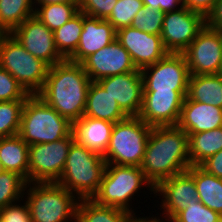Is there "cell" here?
I'll return each instance as SVG.
<instances>
[{"label":"cell","mask_w":222,"mask_h":222,"mask_svg":"<svg viewBox=\"0 0 222 222\" xmlns=\"http://www.w3.org/2000/svg\"><path fill=\"white\" fill-rule=\"evenodd\" d=\"M78 12L79 4H35L34 15L51 31H55L67 23Z\"/></svg>","instance_id":"obj_30"},{"label":"cell","mask_w":222,"mask_h":222,"mask_svg":"<svg viewBox=\"0 0 222 222\" xmlns=\"http://www.w3.org/2000/svg\"><path fill=\"white\" fill-rule=\"evenodd\" d=\"M4 171L5 170H4L3 166H2V163L0 162V174L3 173Z\"/></svg>","instance_id":"obj_47"},{"label":"cell","mask_w":222,"mask_h":222,"mask_svg":"<svg viewBox=\"0 0 222 222\" xmlns=\"http://www.w3.org/2000/svg\"><path fill=\"white\" fill-rule=\"evenodd\" d=\"M154 194L155 197L158 194L162 196L160 210L163 208L164 217L161 220L166 218L164 221L167 222L186 209L189 204L199 201L194 178L187 171L161 181L154 188Z\"/></svg>","instance_id":"obj_15"},{"label":"cell","mask_w":222,"mask_h":222,"mask_svg":"<svg viewBox=\"0 0 222 222\" xmlns=\"http://www.w3.org/2000/svg\"><path fill=\"white\" fill-rule=\"evenodd\" d=\"M83 116L112 123L120 122L129 117L97 81H92L89 86Z\"/></svg>","instance_id":"obj_22"},{"label":"cell","mask_w":222,"mask_h":222,"mask_svg":"<svg viewBox=\"0 0 222 222\" xmlns=\"http://www.w3.org/2000/svg\"><path fill=\"white\" fill-rule=\"evenodd\" d=\"M72 131L73 124L38 95L26 99L18 135L29 146L61 140Z\"/></svg>","instance_id":"obj_5"},{"label":"cell","mask_w":222,"mask_h":222,"mask_svg":"<svg viewBox=\"0 0 222 222\" xmlns=\"http://www.w3.org/2000/svg\"><path fill=\"white\" fill-rule=\"evenodd\" d=\"M146 222H164V220H160L158 216L154 217V215H153V217H147L146 216Z\"/></svg>","instance_id":"obj_45"},{"label":"cell","mask_w":222,"mask_h":222,"mask_svg":"<svg viewBox=\"0 0 222 222\" xmlns=\"http://www.w3.org/2000/svg\"><path fill=\"white\" fill-rule=\"evenodd\" d=\"M128 116H138L143 99L141 70L112 75L97 81Z\"/></svg>","instance_id":"obj_18"},{"label":"cell","mask_w":222,"mask_h":222,"mask_svg":"<svg viewBox=\"0 0 222 222\" xmlns=\"http://www.w3.org/2000/svg\"><path fill=\"white\" fill-rule=\"evenodd\" d=\"M129 222H146V217H136L134 216Z\"/></svg>","instance_id":"obj_46"},{"label":"cell","mask_w":222,"mask_h":222,"mask_svg":"<svg viewBox=\"0 0 222 222\" xmlns=\"http://www.w3.org/2000/svg\"><path fill=\"white\" fill-rule=\"evenodd\" d=\"M130 212L97 204L93 199H80L75 222H129Z\"/></svg>","instance_id":"obj_27"},{"label":"cell","mask_w":222,"mask_h":222,"mask_svg":"<svg viewBox=\"0 0 222 222\" xmlns=\"http://www.w3.org/2000/svg\"><path fill=\"white\" fill-rule=\"evenodd\" d=\"M177 126L187 133H200L222 127V108L185 97Z\"/></svg>","instance_id":"obj_20"},{"label":"cell","mask_w":222,"mask_h":222,"mask_svg":"<svg viewBox=\"0 0 222 222\" xmlns=\"http://www.w3.org/2000/svg\"><path fill=\"white\" fill-rule=\"evenodd\" d=\"M82 29L83 12L79 11L67 23L53 31L56 49L64 59H68L76 51Z\"/></svg>","instance_id":"obj_29"},{"label":"cell","mask_w":222,"mask_h":222,"mask_svg":"<svg viewBox=\"0 0 222 222\" xmlns=\"http://www.w3.org/2000/svg\"><path fill=\"white\" fill-rule=\"evenodd\" d=\"M29 96L16 79L0 67V102L26 100Z\"/></svg>","instance_id":"obj_36"},{"label":"cell","mask_w":222,"mask_h":222,"mask_svg":"<svg viewBox=\"0 0 222 222\" xmlns=\"http://www.w3.org/2000/svg\"><path fill=\"white\" fill-rule=\"evenodd\" d=\"M116 39L115 28L105 19L83 13V29L76 51L68 60L82 63L91 54L106 47Z\"/></svg>","instance_id":"obj_19"},{"label":"cell","mask_w":222,"mask_h":222,"mask_svg":"<svg viewBox=\"0 0 222 222\" xmlns=\"http://www.w3.org/2000/svg\"><path fill=\"white\" fill-rule=\"evenodd\" d=\"M206 25L222 31V0H217L212 12L206 18Z\"/></svg>","instance_id":"obj_41"},{"label":"cell","mask_w":222,"mask_h":222,"mask_svg":"<svg viewBox=\"0 0 222 222\" xmlns=\"http://www.w3.org/2000/svg\"><path fill=\"white\" fill-rule=\"evenodd\" d=\"M217 0H184L185 7L200 13L205 18L212 12Z\"/></svg>","instance_id":"obj_40"},{"label":"cell","mask_w":222,"mask_h":222,"mask_svg":"<svg viewBox=\"0 0 222 222\" xmlns=\"http://www.w3.org/2000/svg\"><path fill=\"white\" fill-rule=\"evenodd\" d=\"M143 6L142 0H118L106 19L116 31L132 25L134 16Z\"/></svg>","instance_id":"obj_33"},{"label":"cell","mask_w":222,"mask_h":222,"mask_svg":"<svg viewBox=\"0 0 222 222\" xmlns=\"http://www.w3.org/2000/svg\"><path fill=\"white\" fill-rule=\"evenodd\" d=\"M34 14V0H0V29L11 33Z\"/></svg>","instance_id":"obj_28"},{"label":"cell","mask_w":222,"mask_h":222,"mask_svg":"<svg viewBox=\"0 0 222 222\" xmlns=\"http://www.w3.org/2000/svg\"><path fill=\"white\" fill-rule=\"evenodd\" d=\"M190 167L187 132L177 125L153 126L140 166L152 186Z\"/></svg>","instance_id":"obj_1"},{"label":"cell","mask_w":222,"mask_h":222,"mask_svg":"<svg viewBox=\"0 0 222 222\" xmlns=\"http://www.w3.org/2000/svg\"><path fill=\"white\" fill-rule=\"evenodd\" d=\"M187 91H143L138 117L150 126L177 125Z\"/></svg>","instance_id":"obj_13"},{"label":"cell","mask_w":222,"mask_h":222,"mask_svg":"<svg viewBox=\"0 0 222 222\" xmlns=\"http://www.w3.org/2000/svg\"><path fill=\"white\" fill-rule=\"evenodd\" d=\"M187 172L194 178L199 201L222 216V179L200 166H191Z\"/></svg>","instance_id":"obj_25"},{"label":"cell","mask_w":222,"mask_h":222,"mask_svg":"<svg viewBox=\"0 0 222 222\" xmlns=\"http://www.w3.org/2000/svg\"><path fill=\"white\" fill-rule=\"evenodd\" d=\"M143 185H147L149 191L154 193V187L140 167L106 164L99 190L92 199L97 204L115 207L136 216L130 202Z\"/></svg>","instance_id":"obj_6"},{"label":"cell","mask_w":222,"mask_h":222,"mask_svg":"<svg viewBox=\"0 0 222 222\" xmlns=\"http://www.w3.org/2000/svg\"><path fill=\"white\" fill-rule=\"evenodd\" d=\"M105 168L106 161L101 154L74 140L57 183L79 199H92L99 190Z\"/></svg>","instance_id":"obj_3"},{"label":"cell","mask_w":222,"mask_h":222,"mask_svg":"<svg viewBox=\"0 0 222 222\" xmlns=\"http://www.w3.org/2000/svg\"><path fill=\"white\" fill-rule=\"evenodd\" d=\"M152 126L138 116H129L113 126L109 146L103 155L106 164L140 167Z\"/></svg>","instance_id":"obj_8"},{"label":"cell","mask_w":222,"mask_h":222,"mask_svg":"<svg viewBox=\"0 0 222 222\" xmlns=\"http://www.w3.org/2000/svg\"><path fill=\"white\" fill-rule=\"evenodd\" d=\"M218 74L222 77V63Z\"/></svg>","instance_id":"obj_48"},{"label":"cell","mask_w":222,"mask_h":222,"mask_svg":"<svg viewBox=\"0 0 222 222\" xmlns=\"http://www.w3.org/2000/svg\"><path fill=\"white\" fill-rule=\"evenodd\" d=\"M81 64L92 81L137 70L130 54L116 39Z\"/></svg>","instance_id":"obj_17"},{"label":"cell","mask_w":222,"mask_h":222,"mask_svg":"<svg viewBox=\"0 0 222 222\" xmlns=\"http://www.w3.org/2000/svg\"><path fill=\"white\" fill-rule=\"evenodd\" d=\"M165 12L142 6L134 16L132 27L148 34L160 35L163 27Z\"/></svg>","instance_id":"obj_34"},{"label":"cell","mask_w":222,"mask_h":222,"mask_svg":"<svg viewBox=\"0 0 222 222\" xmlns=\"http://www.w3.org/2000/svg\"><path fill=\"white\" fill-rule=\"evenodd\" d=\"M23 195L32 222H75L80 199L57 182L26 183Z\"/></svg>","instance_id":"obj_4"},{"label":"cell","mask_w":222,"mask_h":222,"mask_svg":"<svg viewBox=\"0 0 222 222\" xmlns=\"http://www.w3.org/2000/svg\"><path fill=\"white\" fill-rule=\"evenodd\" d=\"M187 134L191 166H199L207 158L222 150V127Z\"/></svg>","instance_id":"obj_26"},{"label":"cell","mask_w":222,"mask_h":222,"mask_svg":"<svg viewBox=\"0 0 222 222\" xmlns=\"http://www.w3.org/2000/svg\"><path fill=\"white\" fill-rule=\"evenodd\" d=\"M115 123L83 116L73 123L75 140L96 153L105 154Z\"/></svg>","instance_id":"obj_21"},{"label":"cell","mask_w":222,"mask_h":222,"mask_svg":"<svg viewBox=\"0 0 222 222\" xmlns=\"http://www.w3.org/2000/svg\"><path fill=\"white\" fill-rule=\"evenodd\" d=\"M0 162L5 171L17 173L28 183L29 145L18 134L0 137Z\"/></svg>","instance_id":"obj_23"},{"label":"cell","mask_w":222,"mask_h":222,"mask_svg":"<svg viewBox=\"0 0 222 222\" xmlns=\"http://www.w3.org/2000/svg\"><path fill=\"white\" fill-rule=\"evenodd\" d=\"M143 6L160 10L159 0H142Z\"/></svg>","instance_id":"obj_44"},{"label":"cell","mask_w":222,"mask_h":222,"mask_svg":"<svg viewBox=\"0 0 222 222\" xmlns=\"http://www.w3.org/2000/svg\"><path fill=\"white\" fill-rule=\"evenodd\" d=\"M186 97L222 108V77L219 74L190 75Z\"/></svg>","instance_id":"obj_24"},{"label":"cell","mask_w":222,"mask_h":222,"mask_svg":"<svg viewBox=\"0 0 222 222\" xmlns=\"http://www.w3.org/2000/svg\"><path fill=\"white\" fill-rule=\"evenodd\" d=\"M205 25L203 15L185 6L177 11L165 12L160 34L165 49L169 53H183Z\"/></svg>","instance_id":"obj_12"},{"label":"cell","mask_w":222,"mask_h":222,"mask_svg":"<svg viewBox=\"0 0 222 222\" xmlns=\"http://www.w3.org/2000/svg\"><path fill=\"white\" fill-rule=\"evenodd\" d=\"M26 181L17 173L4 171L0 174V209L8 204L24 201Z\"/></svg>","instance_id":"obj_32"},{"label":"cell","mask_w":222,"mask_h":222,"mask_svg":"<svg viewBox=\"0 0 222 222\" xmlns=\"http://www.w3.org/2000/svg\"><path fill=\"white\" fill-rule=\"evenodd\" d=\"M159 3L162 12L177 11L185 6L184 0H159Z\"/></svg>","instance_id":"obj_42"},{"label":"cell","mask_w":222,"mask_h":222,"mask_svg":"<svg viewBox=\"0 0 222 222\" xmlns=\"http://www.w3.org/2000/svg\"><path fill=\"white\" fill-rule=\"evenodd\" d=\"M170 222H222V216L198 201L189 204Z\"/></svg>","instance_id":"obj_35"},{"label":"cell","mask_w":222,"mask_h":222,"mask_svg":"<svg viewBox=\"0 0 222 222\" xmlns=\"http://www.w3.org/2000/svg\"><path fill=\"white\" fill-rule=\"evenodd\" d=\"M199 166L206 172L222 179V150L207 158Z\"/></svg>","instance_id":"obj_39"},{"label":"cell","mask_w":222,"mask_h":222,"mask_svg":"<svg viewBox=\"0 0 222 222\" xmlns=\"http://www.w3.org/2000/svg\"><path fill=\"white\" fill-rule=\"evenodd\" d=\"M0 220L2 222H32L26 202L24 205L14 202L0 209Z\"/></svg>","instance_id":"obj_38"},{"label":"cell","mask_w":222,"mask_h":222,"mask_svg":"<svg viewBox=\"0 0 222 222\" xmlns=\"http://www.w3.org/2000/svg\"><path fill=\"white\" fill-rule=\"evenodd\" d=\"M143 91H187L189 68L182 53H168L141 69Z\"/></svg>","instance_id":"obj_10"},{"label":"cell","mask_w":222,"mask_h":222,"mask_svg":"<svg viewBox=\"0 0 222 222\" xmlns=\"http://www.w3.org/2000/svg\"><path fill=\"white\" fill-rule=\"evenodd\" d=\"M36 4H79V0H34Z\"/></svg>","instance_id":"obj_43"},{"label":"cell","mask_w":222,"mask_h":222,"mask_svg":"<svg viewBox=\"0 0 222 222\" xmlns=\"http://www.w3.org/2000/svg\"><path fill=\"white\" fill-rule=\"evenodd\" d=\"M116 40L130 54L134 65L140 70L155 64L169 53L160 35L148 34L132 26L116 31Z\"/></svg>","instance_id":"obj_16"},{"label":"cell","mask_w":222,"mask_h":222,"mask_svg":"<svg viewBox=\"0 0 222 222\" xmlns=\"http://www.w3.org/2000/svg\"><path fill=\"white\" fill-rule=\"evenodd\" d=\"M182 54L190 75L218 74L222 63V31L205 25Z\"/></svg>","instance_id":"obj_11"},{"label":"cell","mask_w":222,"mask_h":222,"mask_svg":"<svg viewBox=\"0 0 222 222\" xmlns=\"http://www.w3.org/2000/svg\"><path fill=\"white\" fill-rule=\"evenodd\" d=\"M118 0H79V11L99 19H107Z\"/></svg>","instance_id":"obj_37"},{"label":"cell","mask_w":222,"mask_h":222,"mask_svg":"<svg viewBox=\"0 0 222 222\" xmlns=\"http://www.w3.org/2000/svg\"><path fill=\"white\" fill-rule=\"evenodd\" d=\"M11 34L34 57L53 66L64 58L54 43V33L33 15L16 27Z\"/></svg>","instance_id":"obj_14"},{"label":"cell","mask_w":222,"mask_h":222,"mask_svg":"<svg viewBox=\"0 0 222 222\" xmlns=\"http://www.w3.org/2000/svg\"><path fill=\"white\" fill-rule=\"evenodd\" d=\"M26 100L0 102V137L17 135Z\"/></svg>","instance_id":"obj_31"},{"label":"cell","mask_w":222,"mask_h":222,"mask_svg":"<svg viewBox=\"0 0 222 222\" xmlns=\"http://www.w3.org/2000/svg\"><path fill=\"white\" fill-rule=\"evenodd\" d=\"M0 67L7 70L29 95H37L50 66L30 54L11 33H5L0 40Z\"/></svg>","instance_id":"obj_7"},{"label":"cell","mask_w":222,"mask_h":222,"mask_svg":"<svg viewBox=\"0 0 222 222\" xmlns=\"http://www.w3.org/2000/svg\"><path fill=\"white\" fill-rule=\"evenodd\" d=\"M5 33L0 29V40H1V37L4 35Z\"/></svg>","instance_id":"obj_49"},{"label":"cell","mask_w":222,"mask_h":222,"mask_svg":"<svg viewBox=\"0 0 222 222\" xmlns=\"http://www.w3.org/2000/svg\"><path fill=\"white\" fill-rule=\"evenodd\" d=\"M74 140L72 131L61 140L30 145L28 183L58 182Z\"/></svg>","instance_id":"obj_9"},{"label":"cell","mask_w":222,"mask_h":222,"mask_svg":"<svg viewBox=\"0 0 222 222\" xmlns=\"http://www.w3.org/2000/svg\"><path fill=\"white\" fill-rule=\"evenodd\" d=\"M91 82L81 63L64 59L49 67L37 95L73 124L83 117Z\"/></svg>","instance_id":"obj_2"}]
</instances>
